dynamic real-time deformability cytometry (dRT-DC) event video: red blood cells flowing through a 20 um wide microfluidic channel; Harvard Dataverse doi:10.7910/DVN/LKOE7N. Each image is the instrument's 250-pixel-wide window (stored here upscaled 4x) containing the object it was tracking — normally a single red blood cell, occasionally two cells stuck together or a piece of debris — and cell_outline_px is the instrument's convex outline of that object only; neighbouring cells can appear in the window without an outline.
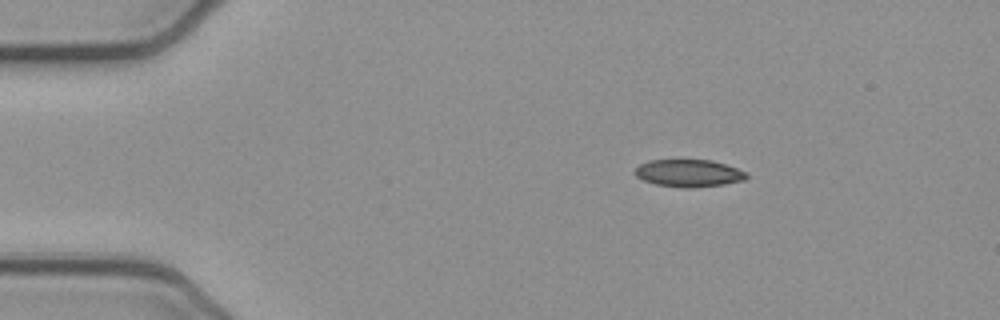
{"species": "common noctule bat (a hibernating species)", "species_latin": "Nyctalus noctula", "temperature_condition": "cold", "stored_images_in_passage": 45, "camera_frame_rate_fps": 3000, "um_per_image_px": 0.085, "animal": {"sex": "female", "body_mass_g": 21.9}, "frame": {"image": 1, "passage_image": 1, "time_ms": 0.0, "image_size_px": [1000, 320], "cell_outline_px": [[748, 176], [744, 180], [724, 184], [692, 188], [680, 188], [656, 184], [644, 180], [636, 176], [632, 172], [640, 164], [648, 160], [712, 160], [748, 172]], "centroid_in_image_um": [58.53, 14.72], "position_along_channel_um": 26.5, "area_um2": 17.86}}
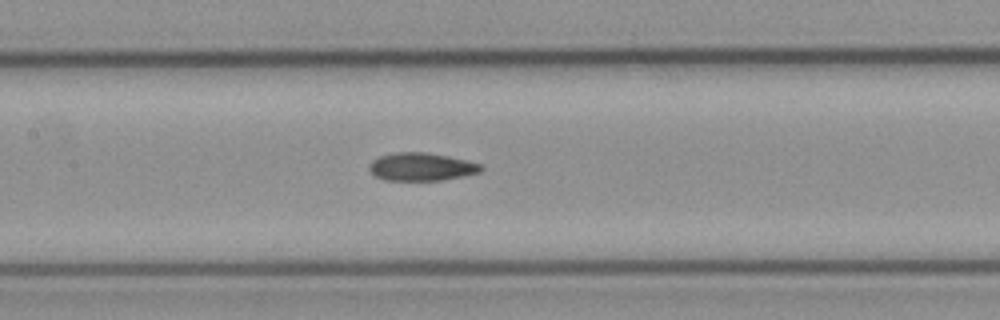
{"frame": {"image": 2, "passage_image": 17, "time_ms": 5.333, "image_size_px": [1000, 320], "cell_outline_px": [[484, 168], [480, 172], [464, 176], [444, 180], [384, 180], [376, 176], [368, 168], [368, 164], [372, 160], [380, 156], [396, 152], [424, 152], [448, 156], [468, 160], [480, 164]], "centroid_in_image_um": [35.83, 14.17], "position_along_channel_um": 171.6, "area_um2": 18.26}}
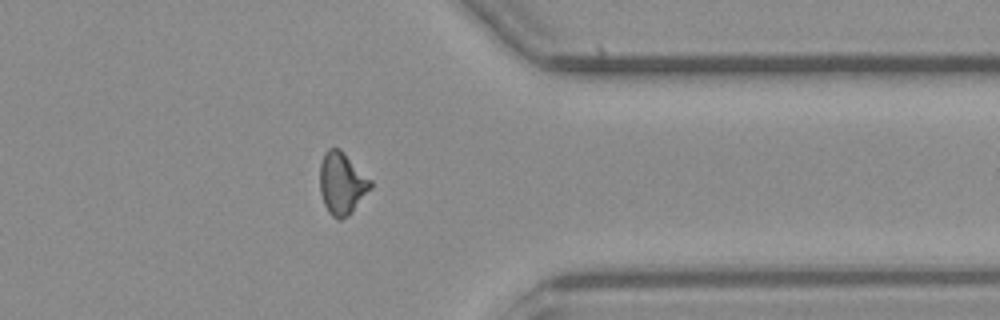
{"frame": {"image": 3, "passage_image": 34, "time_ms": 11.0, "image_size_px": [1000, 320], "cell_outline_px": [[372, 188], [352, 212], [348, 216], [340, 220], [336, 220], [328, 212], [324, 204], [320, 192], [320, 164], [324, 152], [328, 148], [340, 148], [372, 180]], "centroid_in_image_um": [29.07, 15.59], "position_along_channel_um": 382.3, "area_um2": 18.61}, "authors_computed_cell_mechanics": {"area_um2": 18.2648, "velocity_mm_per_s": 3.9006, "shape_relaxation_time_tau1_ms": 10.8434, "shape_relaxation_time_tau2_ms": 3.8452, "deformation_change_tau1": 0.2407, "deformation_change_tau2": 0.1203}}